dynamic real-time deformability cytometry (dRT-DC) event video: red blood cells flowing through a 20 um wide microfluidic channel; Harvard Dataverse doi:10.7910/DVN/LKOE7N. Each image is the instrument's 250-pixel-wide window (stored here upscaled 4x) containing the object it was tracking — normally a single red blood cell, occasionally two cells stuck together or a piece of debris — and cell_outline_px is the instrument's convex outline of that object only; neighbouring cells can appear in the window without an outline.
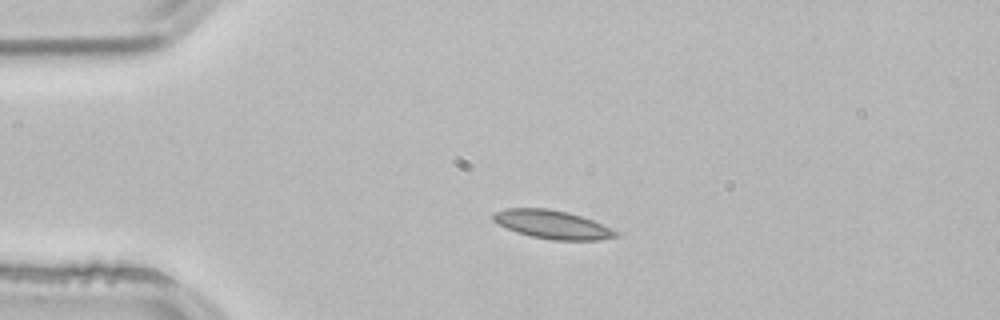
{"species": "common noctule bat (a hibernating species)", "species_latin": "Nyctalus noctula", "temperature_condition": "room temperature", "stored_images_in_passage": 2, "camera_frame_rate_fps": 3000, "um_per_image_px": 0.085, "animal": {"sex": "male", "body_mass_g": 21.5, "forearm_length_mm": 52.0}, "frame": {"image": 1, "passage_image": 2, "time_ms": 0.333, "image_size_px": [1000, 320], "cell_outline_px": [[616, 236], [600, 240], [552, 240], [532, 236], [516, 232], [492, 220], [492, 212], [508, 208], [548, 208], [568, 212], [592, 220], [616, 232]], "centroid_in_image_um": [46.88, 19.07], "position_along_channel_um": 38.1, "area_um2": 20.0}}